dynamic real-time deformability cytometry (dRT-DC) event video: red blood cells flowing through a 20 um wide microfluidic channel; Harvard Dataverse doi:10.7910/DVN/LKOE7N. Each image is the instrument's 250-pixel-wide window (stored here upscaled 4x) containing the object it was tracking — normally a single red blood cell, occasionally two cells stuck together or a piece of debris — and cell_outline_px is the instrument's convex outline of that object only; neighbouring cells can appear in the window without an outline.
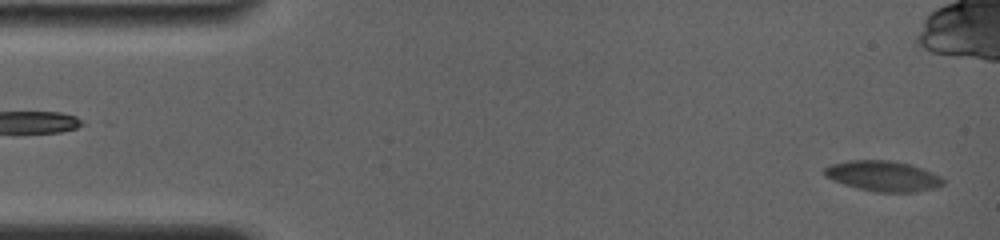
{"species": "common noctule bat (a hibernating species)", "species_latin": "Nyctalus noctula", "temperature_condition": "room temperature", "stored_images_in_passage": 32, "camera_frame_rate_fps": 4000, "um_per_image_px": 0.085, "animal": {"sex": "female", "body_mass_g": 19.0, "forearm_length_mm": 56.7}, "frame": {"image": 1, "passage_image": 1, "time_ms": 0.0, "image_size_px": [1000, 240], "cell_outline_px": [[944, 184], [936, 188], [916, 192], [876, 192], [856, 188], [832, 180], [824, 176], [824, 168], [832, 164], [848, 160], [888, 160], [908, 164], [932, 172], [940, 176], [944, 180]], "centroid_in_image_um": [75.05, 14.97], "position_along_channel_um": 10.0, "area_um2": 21.04}}
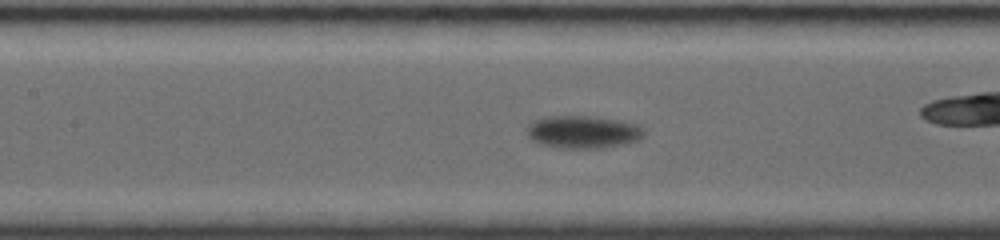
{"frame": {"image": 2, "passage_image": 14, "time_ms": 7.5, "image_size_px": [1000, 240], "cell_outline_px": [[644, 136], [636, 140], [616, 144], [588, 148], [560, 148], [540, 144], [532, 140], [528, 136], [528, 124], [536, 120], [548, 116], [588, 116], [620, 120], [636, 124], [644, 128]], "centroid_in_image_um": [49.52, 11.2], "position_along_channel_um": 157.9, "area_um2": 21.79}}
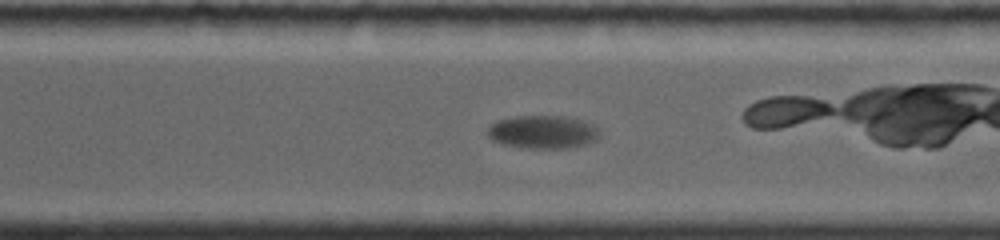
{"frame": {"image": 3, "passage_image": 27, "time_ms": 12.25, "image_size_px": [1000, 240], "cell_outline_px": [[600, 132], [596, 140], [584, 144], [564, 148], [532, 148], [504, 144], [492, 140], [488, 136], [488, 128], [496, 120], [512, 116], [568, 116], [584, 120], [596, 124]], "centroid_in_image_um": [46.17, 11.19], "position_along_channel_um": 324.4, "area_um2": 21.73}, "authors_computed_cell_mechanics": {"area_um2": 21.4149, "velocity_mm_per_s": 3.5126, "shape_relaxation_time_tau1_ms": 2.2171, "shape_relaxation_time_tau2_ms": null, "deformation_change_tau1": 0.0982, "deformation_change_tau2": null}}